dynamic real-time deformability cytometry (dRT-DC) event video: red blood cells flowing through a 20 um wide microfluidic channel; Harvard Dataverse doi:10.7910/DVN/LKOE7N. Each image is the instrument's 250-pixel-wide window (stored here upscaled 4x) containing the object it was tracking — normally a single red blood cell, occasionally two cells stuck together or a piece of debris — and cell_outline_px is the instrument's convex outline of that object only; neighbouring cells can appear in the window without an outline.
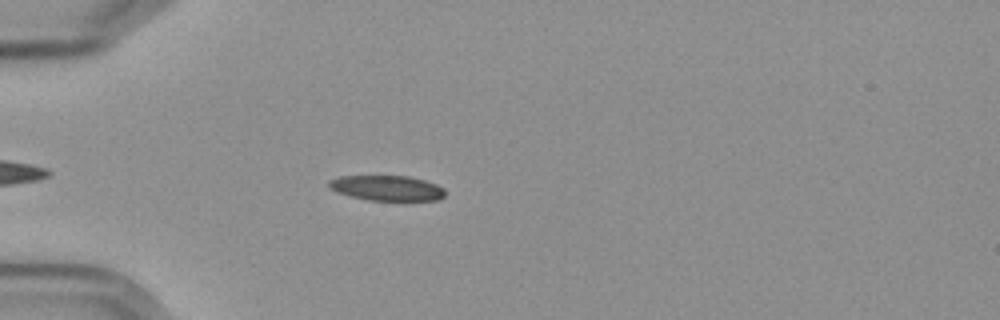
{"species": "Egyptian fruit bat (a non-hibernating species)", "species_latin": "Rousettus aegyptiacus", "temperature_condition": "cold", "stored_images_in_passage": 47, "camera_frame_rate_fps": 3000, "um_per_image_px": 0.085, "frame": {"image": 1, "passage_image": 7, "time_ms": 2.0, "image_size_px": [1000, 320], "cell_outline_px": [[444, 196], [440, 200], [368, 200], [352, 196], [340, 192], [332, 188], [328, 184], [328, 180], [340, 176], [408, 176], [424, 180], [436, 184], [444, 188]], "centroid_in_image_um": [32.93, 15.98], "position_along_channel_um": 52.1, "area_um2": 16.82}}
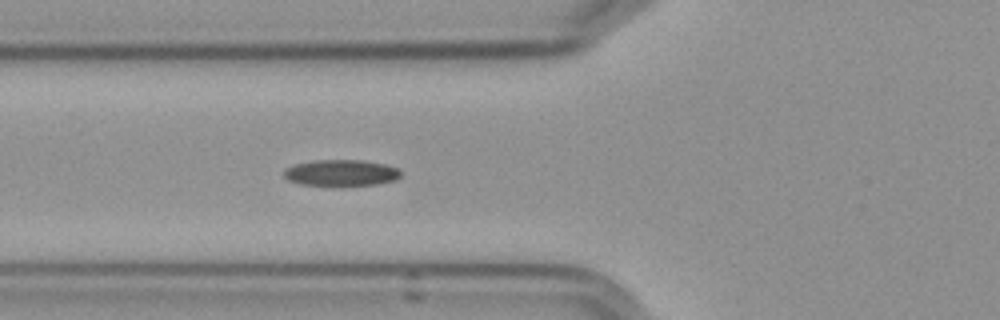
{"frame": {"image": 2, "passage_image": 12, "time_ms": 3.667, "image_size_px": [1000, 320], "cell_outline_px": [[400, 176], [396, 180], [376, 184], [300, 184], [288, 180], [284, 176], [284, 168], [292, 164], [312, 160], [364, 160], [388, 164], [400, 168]], "centroid_in_image_um": [29.0, 14.65], "position_along_channel_um": 96.8, "area_um2": 17.8}}
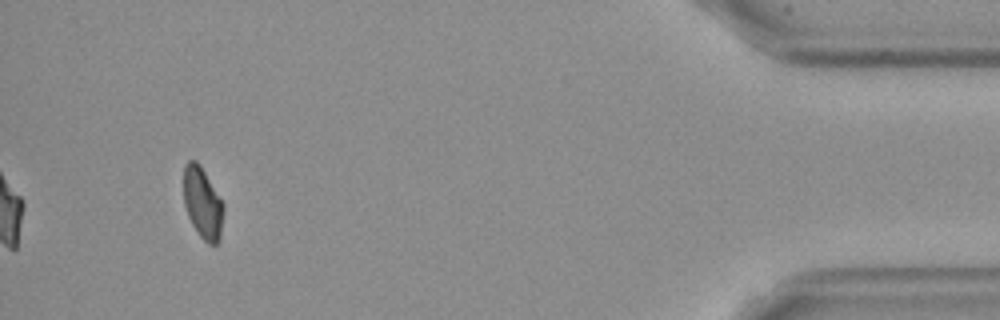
{"frame": {"image": 3, "passage_image": 44, "time_ms": 14.333, "image_size_px": [1000, 320], "cell_outline_px": [[224, 208], [220, 240], [216, 244], [208, 244], [200, 236], [192, 224], [188, 216], [184, 204], [184, 164], [188, 160], [196, 160], [200, 164], [224, 204]], "centroid_in_image_um": [17.23, 17.25], "position_along_channel_um": 418.0, "area_um2": 16.65}, "authors_computed_cell_mechanics": {"area_um2": 17.6868, "velocity_mm_per_s": 3.6003, "shape_relaxation_time_tau1_ms": 5.3258, "shape_relaxation_time_tau2_ms": null, "deformation_change_tau1": 0.1269, "deformation_change_tau2": null}}